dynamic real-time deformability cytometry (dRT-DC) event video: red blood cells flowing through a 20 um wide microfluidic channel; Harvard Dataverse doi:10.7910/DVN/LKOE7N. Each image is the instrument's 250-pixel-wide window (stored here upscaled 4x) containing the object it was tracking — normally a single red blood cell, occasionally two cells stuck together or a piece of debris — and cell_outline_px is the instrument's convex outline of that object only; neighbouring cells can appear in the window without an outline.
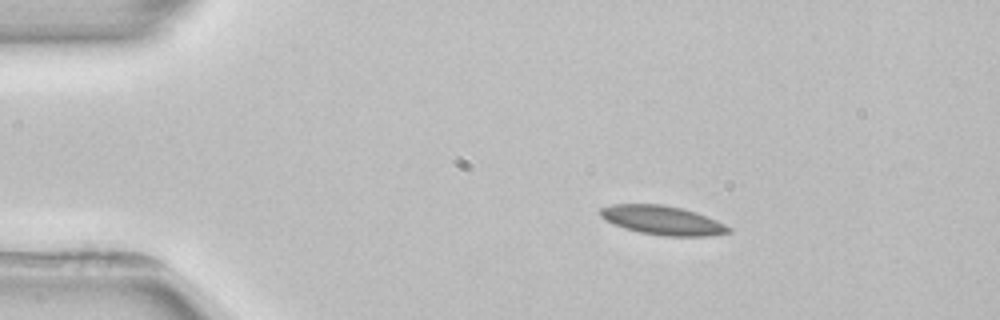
{"species": "common noctule bat (a hibernating species)", "species_latin": "Nyctalus noctula", "temperature_condition": "room temperature", "stored_images_in_passage": 3, "camera_frame_rate_fps": 3000, "um_per_image_px": 0.085, "animal": {"sex": "female", "body_mass_g": 22.7, "forearm_length_mm": 54.2}, "frame": {"image": 1, "passage_image": 1, "time_ms": 0.0, "image_size_px": [1000, 320], "cell_outline_px": [[732, 232], [708, 236], [664, 236], [640, 232], [624, 228], [604, 220], [600, 216], [600, 208], [612, 204], [664, 204], [696, 212], [716, 220], [732, 228]], "centroid_in_image_um": [56.3, 18.72], "position_along_channel_um": 28.7, "area_um2": 21.73}}
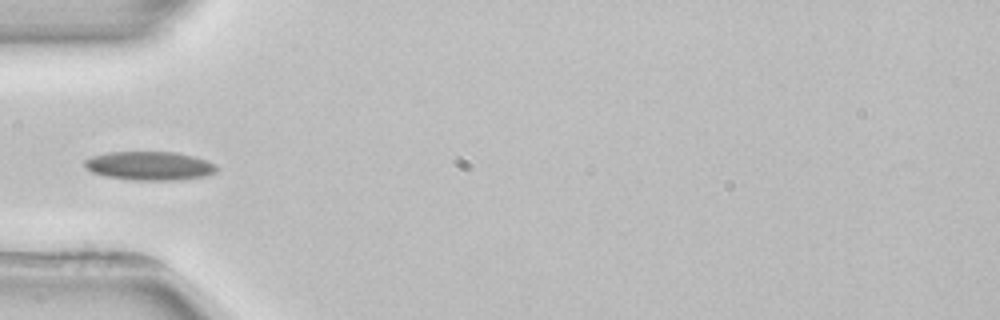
{"frame": {"image": 2, "passage_image": 3, "time_ms": 2.667, "image_size_px": [1000, 320], "cell_outline_px": [[220, 168], [216, 172], [204, 176], [180, 180], [132, 180], [108, 176], [92, 172], [84, 164], [84, 160], [92, 156], [108, 152], [172, 152], [192, 156], [216, 164]], "centroid_in_image_um": [12.74, 14.1], "position_along_channel_um": 72.3, "area_um2": 21.96}}